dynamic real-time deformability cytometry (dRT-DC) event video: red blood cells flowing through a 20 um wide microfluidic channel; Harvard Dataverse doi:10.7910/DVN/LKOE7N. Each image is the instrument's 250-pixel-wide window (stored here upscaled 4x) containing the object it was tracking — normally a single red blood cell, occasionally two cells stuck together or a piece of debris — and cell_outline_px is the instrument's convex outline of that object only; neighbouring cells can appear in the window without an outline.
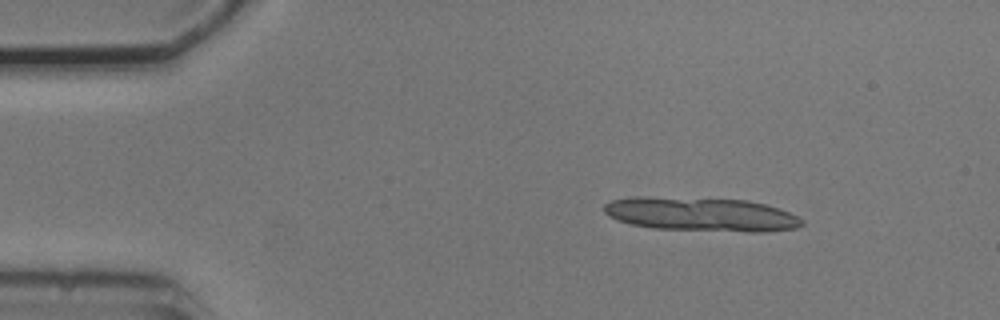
{"species": "common noctule bat (a hibernating species)", "species_latin": "Nyctalus noctula", "temperature_condition": "cold", "stored_images_in_passage": 3, "camera_frame_rate_fps": 3000, "um_per_image_px": 0.085, "animal": {"sex": "male", "body_mass_g": 20.5, "forearm_length_mm": 52.5}, "frame": {"image": 1, "passage_image": 1, "time_ms": 0.0, "image_size_px": [1000, 320], "cell_outline_px": [[780, 228], [732, 228], [644, 224], [624, 220], [620, 216], [628, 200], [664, 200], [768, 224]], "centroid_in_image_um": [58.02, 18.34], "position_along_channel_um": 27.0, "area_um2": 18.21}}